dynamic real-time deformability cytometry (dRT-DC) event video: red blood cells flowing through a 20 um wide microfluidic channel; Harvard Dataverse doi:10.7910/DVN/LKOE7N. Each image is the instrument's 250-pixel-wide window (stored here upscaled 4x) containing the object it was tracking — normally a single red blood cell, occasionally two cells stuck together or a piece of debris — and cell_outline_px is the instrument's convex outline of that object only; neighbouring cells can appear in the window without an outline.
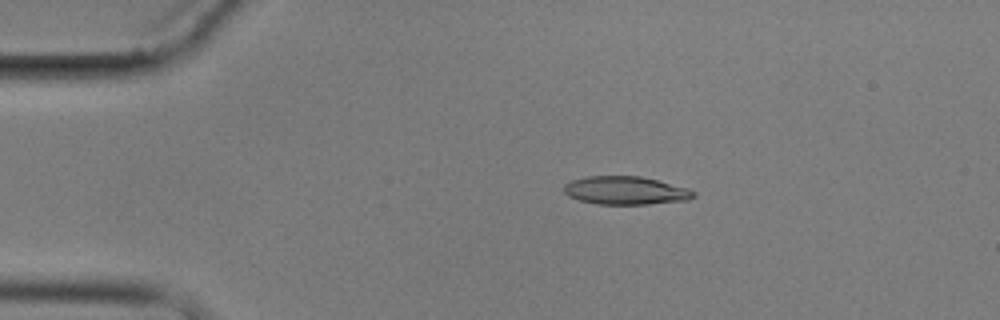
{"species": "common noctule bat (a hibernating species)", "species_latin": "Nyctalus noctula", "temperature_condition": "cold", "stored_images_in_passage": 8, "camera_frame_rate_fps": 3000, "um_per_image_px": 0.085, "animal": {"sex": "male", "body_mass_g": 17.9}, "frame": {"image": 1, "passage_image": 1, "time_ms": 0.0, "image_size_px": [1000, 320], "cell_outline_px": [[696, 196], [688, 200], [648, 204], [596, 204], [580, 200], [568, 196], [564, 192], [564, 184], [572, 180], [588, 176], [640, 176], [688, 188], [696, 192]], "centroid_in_image_um": [53.18, 16.19], "position_along_channel_um": 31.8, "area_um2": 21.27}}
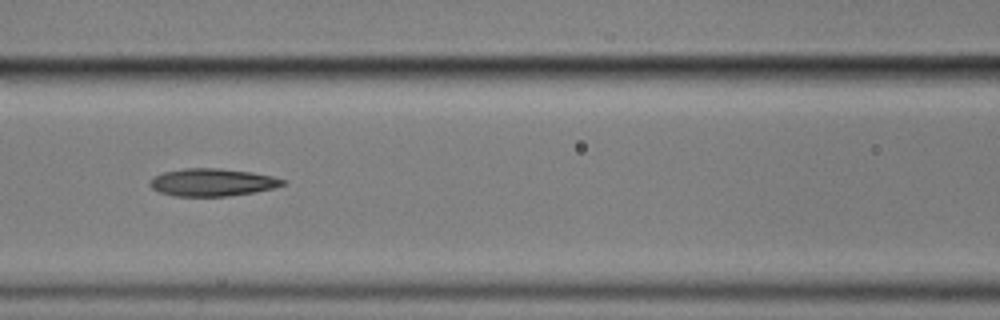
{"frame": {"image": 2, "passage_image": 5, "time_ms": 4.667, "image_size_px": [1000, 320], "cell_outline_px": [[288, 184], [272, 188], [252, 192], [228, 196], [176, 196], [160, 192], [152, 188], [148, 184], [152, 176], [164, 172], [184, 168], [220, 168], [252, 172], [272, 176], [284, 180]], "centroid_in_image_um": [18.02, 15.49], "position_along_channel_um": 148.6, "area_um2": 21.33}}
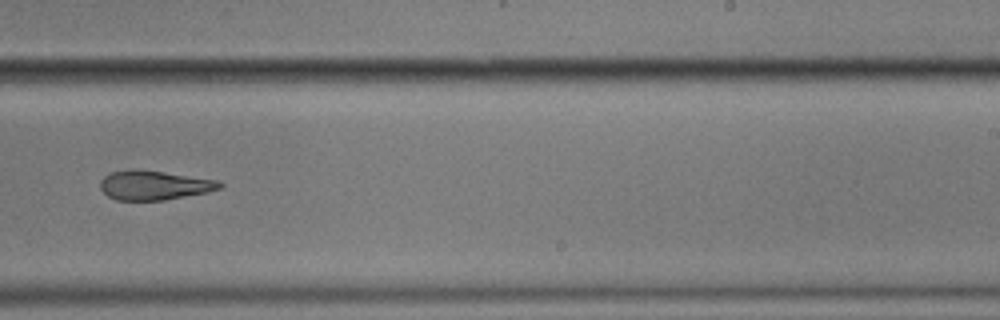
{"frame": {"image": 3, "passage_image": 8, "time_ms": 8.333, "image_size_px": [1000, 320], "cell_outline_px": [[224, 188], [208, 192], [164, 200], [116, 200], [108, 196], [100, 188], [100, 180], [104, 176], [112, 172], [160, 172], [216, 180], [224, 184]], "centroid_in_image_um": [13.15, 15.79], "position_along_channel_um": 275.9, "area_um2": 19.59}}